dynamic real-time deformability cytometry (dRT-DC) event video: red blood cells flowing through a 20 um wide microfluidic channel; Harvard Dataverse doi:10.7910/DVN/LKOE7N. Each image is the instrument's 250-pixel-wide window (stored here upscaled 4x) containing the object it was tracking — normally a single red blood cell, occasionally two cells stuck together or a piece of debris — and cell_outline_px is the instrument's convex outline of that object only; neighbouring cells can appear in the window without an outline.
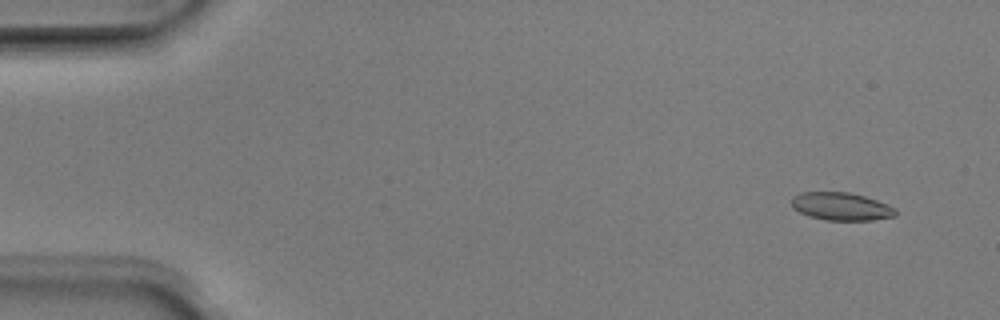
{"species": "Egyptian fruit bat (a non-hibernating species)", "species_latin": "Rousettus aegyptiacus", "temperature_condition": "room temperature", "stored_images_in_passage": 51, "camera_frame_rate_fps": 3000, "um_per_image_px": 0.085, "animal": {"sex": "male"}, "frame": {"image": 1, "passage_image": 4, "time_ms": 1.0, "image_size_px": [1000, 320], "cell_outline_px": [[896, 216], [872, 220], [824, 220], [808, 216], [792, 208], [792, 196], [800, 192], [848, 192], [864, 196], [888, 204], [896, 208]], "centroid_in_image_um": [71.49, 17.55], "position_along_channel_um": 13.5, "area_um2": 16.99}}
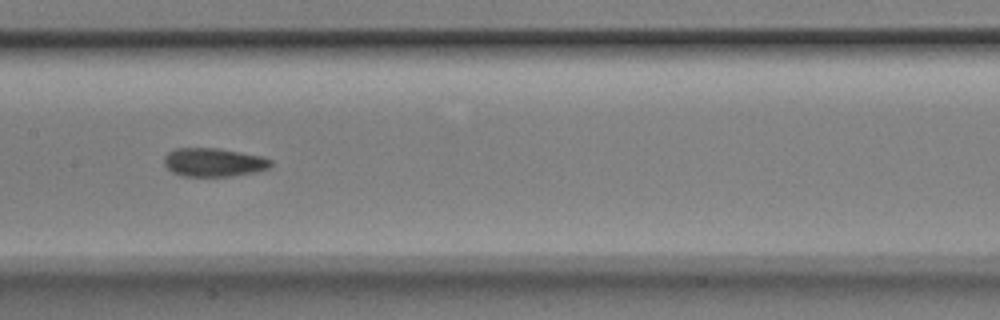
{"frame": {"image": 2, "passage_image": 26, "time_ms": 8.333, "image_size_px": [1000, 320], "cell_outline_px": [[272, 164], [268, 168], [256, 172], [232, 176], [184, 176], [172, 172], [164, 164], [164, 156], [168, 152], [176, 148], [220, 148], [260, 156], [272, 160]], "centroid_in_image_um": [18.15, 13.79], "position_along_channel_um": 189.2, "area_um2": 17.74}}
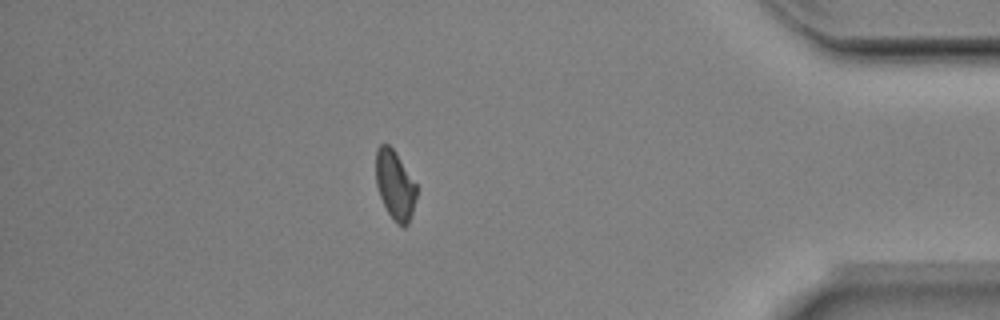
{"frame": {"image": 3, "passage_image": 45, "time_ms": 14.667, "image_size_px": [1000, 320], "cell_outline_px": [[416, 196], [412, 212], [408, 224], [404, 228], [396, 224], [388, 212], [380, 196], [376, 184], [376, 148], [380, 144], [388, 144], [392, 148], [416, 184]], "centroid_in_image_um": [33.56, 15.75], "position_along_channel_um": 401.6, "area_um2": 16.13}, "authors_computed_cell_mechanics": {"area_um2": 17.4556, "velocity_mm_per_s": 3.9753, "shape_relaxation_time_tau1_ms": 2.847, "shape_relaxation_time_tau2_ms": 6.2026, "deformation_change_tau1": 0.113, "deformation_change_tau2": 0.0882}}